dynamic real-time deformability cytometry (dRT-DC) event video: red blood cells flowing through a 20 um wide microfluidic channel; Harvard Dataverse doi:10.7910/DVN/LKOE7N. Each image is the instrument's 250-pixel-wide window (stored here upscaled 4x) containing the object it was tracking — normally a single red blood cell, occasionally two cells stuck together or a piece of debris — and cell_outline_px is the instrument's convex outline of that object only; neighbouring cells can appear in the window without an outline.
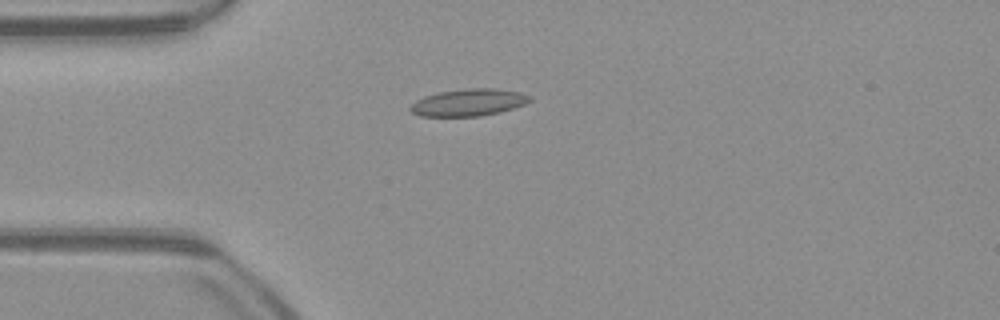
{"species": "common noctule bat (a hibernating species)", "species_latin": "Nyctalus noctula", "temperature_condition": "warm", "stored_images_in_passage": 40, "camera_frame_rate_fps": 3000, "um_per_image_px": 0.085, "animal": {"sex": "male", "body_mass_g": 23.1, "forearm_length_mm": 52.7}, "frame": {"image": 1, "passage_image": 1, "time_ms": 0.0, "image_size_px": [1000, 320], "cell_outline_px": [[532, 100], [524, 104], [500, 112], [480, 116], [420, 116], [412, 112], [408, 108], [416, 100], [424, 96], [440, 92], [468, 88], [496, 88], [520, 92], [532, 96]], "centroid_in_image_um": [39.84, 8.7], "position_along_channel_um": 45.2, "area_um2": 18.84}}
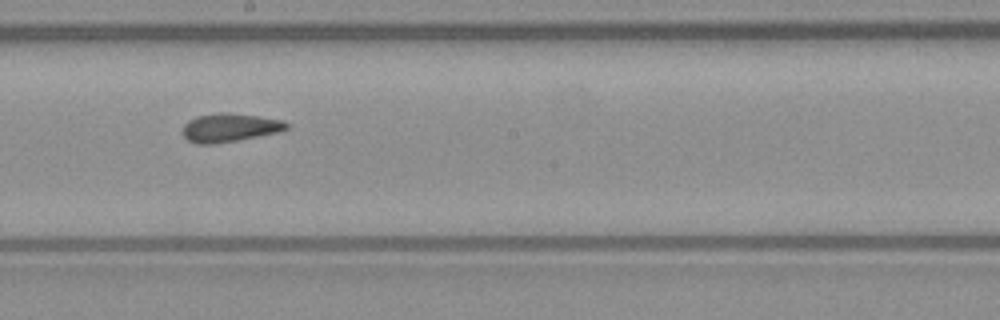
{"frame": {"image": 2, "passage_image": 16, "time_ms": 5.0, "image_size_px": [1000, 320], "cell_outline_px": [[288, 128], [280, 132], [236, 140], [212, 144], [196, 144], [188, 140], [180, 132], [184, 124], [188, 120], [196, 116], [216, 112], [228, 112], [284, 120], [288, 124]], "centroid_in_image_um": [19.48, 10.84], "position_along_channel_um": 228.7, "area_um2": 17.4}}
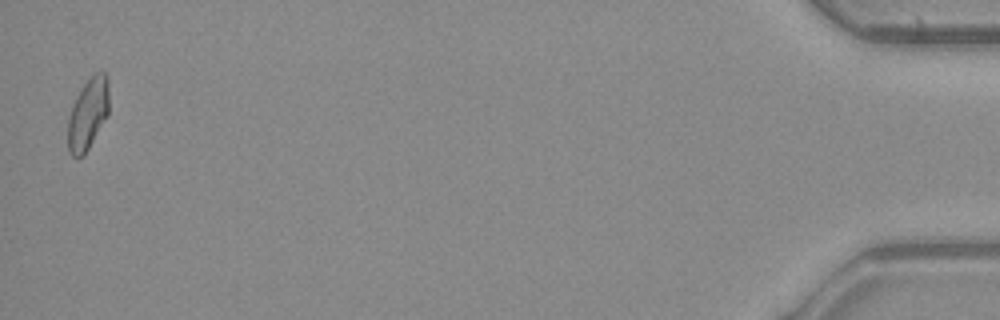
{"frame": {"image": 3, "passage_image": 39, "time_ms": 12.667, "image_size_px": [1000, 320], "cell_outline_px": [[108, 116], [84, 156], [76, 160], [68, 152], [68, 116], [72, 104], [76, 96], [84, 84], [96, 72], [104, 72], [108, 76]], "centroid_in_image_um": [7.46, 9.74], "position_along_channel_um": 427.7, "area_um2": 17.4}, "authors_computed_cell_mechanics": {"area_um2": 17.1955, "velocity_mm_per_s": 3.9393, "shape_relaxation_time_tau1_ms": null, "shape_relaxation_time_tau2_ms": 2.0744, "deformation_change_tau1": null, "deformation_change_tau2": 0.0962}}